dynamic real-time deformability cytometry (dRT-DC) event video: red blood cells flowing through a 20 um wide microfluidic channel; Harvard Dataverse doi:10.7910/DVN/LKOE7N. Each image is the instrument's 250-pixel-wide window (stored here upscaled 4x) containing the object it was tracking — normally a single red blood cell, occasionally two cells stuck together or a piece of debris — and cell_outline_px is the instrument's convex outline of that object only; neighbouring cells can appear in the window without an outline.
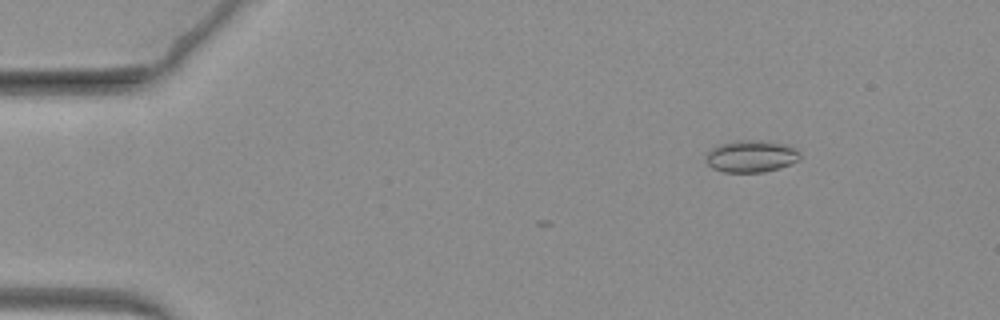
{"species": "common noctule bat (a hibernating species)", "species_latin": "Nyctalus noctula", "temperature_condition": "warm", "stored_images_in_passage": 11, "camera_frame_rate_fps": 3000, "um_per_image_px": 0.085, "animal": {"sex": "female", "body_mass_g": 19.3, "forearm_length_mm": 54.1}, "frame": {"image": 1, "passage_image": 9, "time_ms": 2.667, "image_size_px": [1000, 320], "cell_outline_px": [[800, 160], [780, 168], [764, 172], [724, 172], [712, 168], [708, 164], [708, 152], [716, 144], [736, 140], [760, 140], [788, 144], [796, 148], [800, 152]], "centroid_in_image_um": [63.89, 13.27], "position_along_channel_um": 21.1, "area_um2": 17.74}}